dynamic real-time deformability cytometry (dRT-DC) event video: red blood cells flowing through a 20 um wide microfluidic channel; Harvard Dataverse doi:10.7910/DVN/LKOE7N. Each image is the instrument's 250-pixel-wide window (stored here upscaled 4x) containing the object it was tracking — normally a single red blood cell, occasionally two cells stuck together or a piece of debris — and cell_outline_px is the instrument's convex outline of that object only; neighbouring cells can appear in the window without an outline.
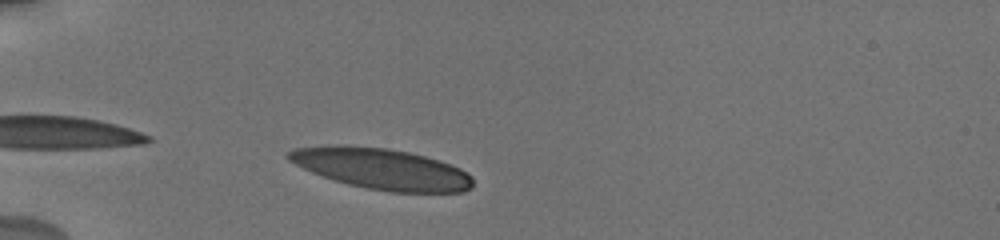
{"species": "human", "species_latin": "Homo sapiens", "temperature_condition": "cold", "stored_images_in_passage": 26, "camera_frame_rate_fps": 3000, "um_per_image_px": 0.085, "donor": {"sex": "male"}, "frame": {"image": 1, "passage_image": 2, "time_ms": 0.333, "image_size_px": [1000, 240], "cell_outline_px": [[472, 188], [464, 192], [392, 192], [368, 188], [348, 184], [312, 172], [288, 160], [284, 156], [292, 148], [328, 144], [344, 144], [388, 148], [408, 152], [440, 160], [460, 168], [468, 172], [472, 176]], "centroid_in_image_um": [32.42, 14.32], "position_along_channel_um": 52.6, "area_um2": 44.22}}
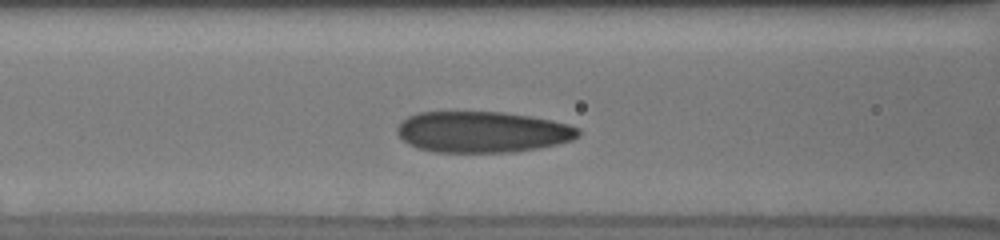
{"frame": {"image": 2, "passage_image": 7, "time_ms": 3.0, "image_size_px": [1000, 240], "cell_outline_px": [[580, 136], [572, 140], [556, 144], [536, 148], [512, 152], [436, 152], [416, 148], [408, 144], [396, 132], [396, 128], [408, 116], [420, 112], [504, 112], [532, 116], [552, 120], [568, 124], [580, 128]], "centroid_in_image_um": [41.02, 11.21], "position_along_channel_um": 125.6, "area_um2": 43.47}}
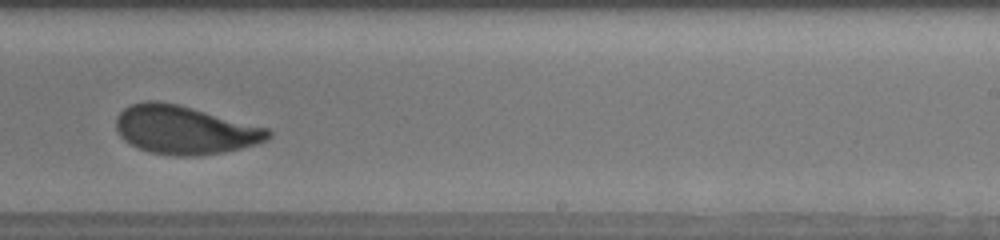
{"frame": {"image": 3, "passage_image": 15, "time_ms": 7.0, "image_size_px": [1000, 240], "cell_outline_px": [[272, 136], [268, 140], [256, 144], [224, 152], [196, 156], [176, 156], [148, 152], [124, 140], [120, 136], [116, 128], [116, 116], [128, 104], [144, 100], [156, 100], [180, 104], [268, 128], [272, 132]], "centroid_in_image_um": [15.69, 11.03], "position_along_channel_um": 273.3, "area_um2": 43.29}, "authors_computed_cell_mechanics": {"area_um2": 43.0032, "velocity_mm_per_s": 3.7049, "shape_relaxation_time_tau1_ms": 3.7812, "shape_relaxation_time_tau2_ms": 0.9112, "deformation_change_tau1": 0.1439, "deformation_change_tau2": 0.0704}}